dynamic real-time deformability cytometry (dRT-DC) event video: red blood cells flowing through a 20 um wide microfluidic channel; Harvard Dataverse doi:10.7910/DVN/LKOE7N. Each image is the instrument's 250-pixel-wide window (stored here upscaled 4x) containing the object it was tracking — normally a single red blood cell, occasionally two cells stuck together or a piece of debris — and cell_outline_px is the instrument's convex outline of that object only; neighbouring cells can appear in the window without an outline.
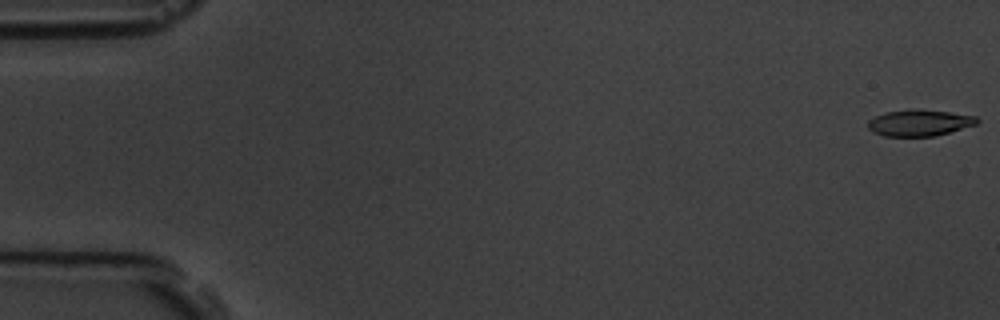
{"species": "common noctule bat (a hibernating species)", "species_latin": "Nyctalus noctula", "temperature_condition": "room temperature", "stored_images_in_passage": 57, "camera_frame_rate_fps": 3000, "um_per_image_px": 0.085, "animal": {"sex": "male", "body_mass_g": 19.5, "forearm_length_mm": 54.6}, "frame": {"image": 1, "passage_image": 1, "time_ms": 0.0, "image_size_px": [1000, 320], "cell_outline_px": [[980, 120], [976, 124], [936, 136], [884, 136], [872, 132], [868, 128], [868, 120], [884, 112], [912, 108], [948, 112], [976, 116]], "centroid_in_image_um": [78.12, 10.43], "position_along_channel_um": 6.9, "area_um2": 16.82}}
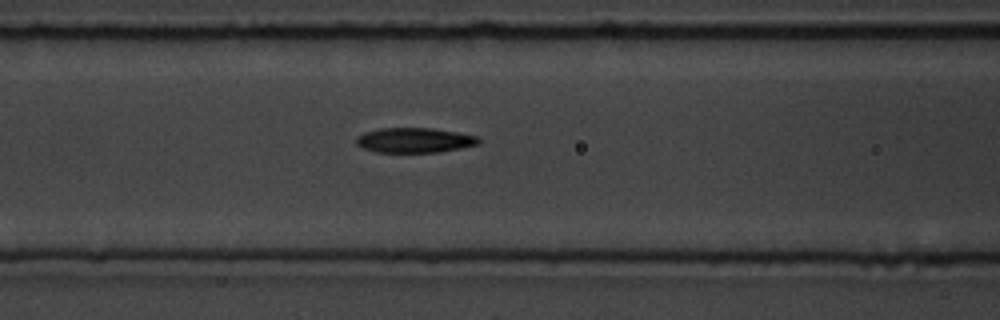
{"frame": {"image": 2, "passage_image": 24, "time_ms": 7.667, "image_size_px": [1000, 320], "cell_outline_px": [[480, 144], [440, 152], [376, 152], [364, 148], [356, 144], [356, 136], [364, 132], [380, 128], [432, 128], [456, 132], [476, 136], [480, 140]], "centroid_in_image_um": [35.21, 11.92], "position_along_channel_um": 131.4, "area_um2": 17.74}}
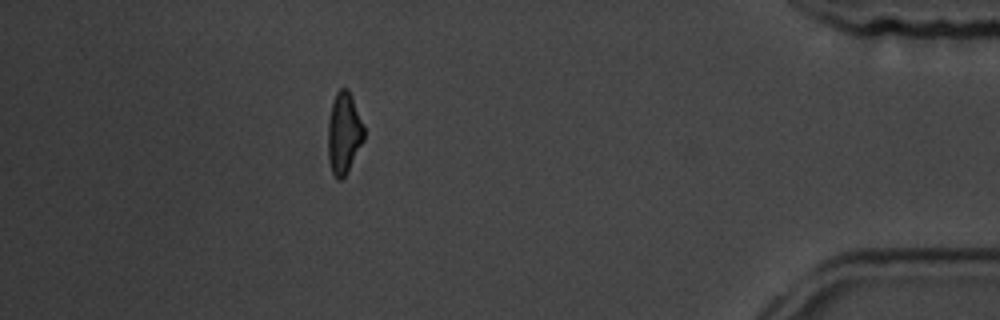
{"frame": {"image": 3, "passage_image": 51, "time_ms": 16.667, "image_size_px": [1000, 320], "cell_outline_px": [[364, 140], [344, 176], [340, 180], [336, 180], [332, 172], [328, 160], [328, 120], [332, 104], [336, 92], [340, 88], [348, 88], [352, 96], [364, 128]], "centroid_in_image_um": [29.22, 11.3], "position_along_channel_um": 406.0, "area_um2": 16.94}, "authors_computed_cell_mechanics": {"area_um2": 17.8602, "velocity_mm_per_s": 3.5997, "shape_relaxation_time_tau1_ms": 4.0243, "shape_relaxation_time_tau2_ms": 2.2703, "deformation_change_tau1": 0.1565, "deformation_change_tau2": 0.1016}}